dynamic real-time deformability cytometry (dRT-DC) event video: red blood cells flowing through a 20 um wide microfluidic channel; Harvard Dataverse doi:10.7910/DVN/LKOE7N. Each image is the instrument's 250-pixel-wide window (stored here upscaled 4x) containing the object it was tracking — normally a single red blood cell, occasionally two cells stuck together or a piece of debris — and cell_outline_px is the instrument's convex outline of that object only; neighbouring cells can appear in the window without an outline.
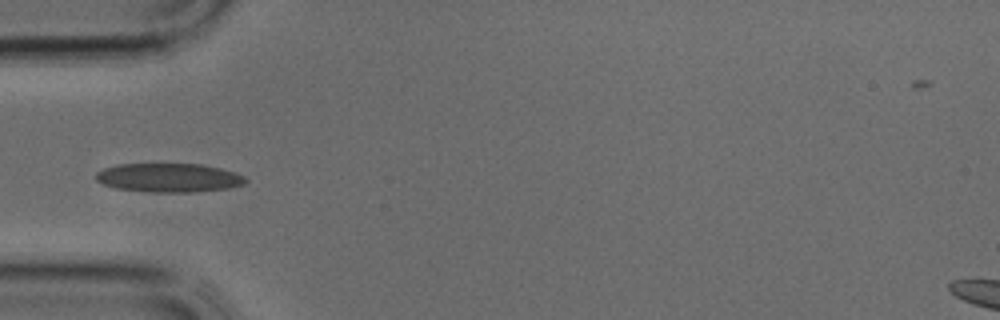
{"species": "common noctule bat (a hibernating species)", "species_latin": "Nyctalus noctula", "temperature_condition": "cold", "stored_images_in_passage": 3, "camera_frame_rate_fps": 3000, "um_per_image_px": 0.085, "animal": {"sex": "male", "body_mass_g": 17.9, "forearm_length_mm": 54.2}, "frame": {"image": 1, "passage_image": 1, "time_ms": 0.0, "image_size_px": [1000, 320], "cell_outline_px": [[248, 180], [244, 184], [228, 188], [192, 192], [148, 192], [116, 188], [104, 184], [96, 180], [96, 172], [104, 168], [116, 164], [200, 164], [220, 168], [244, 176]], "centroid_in_image_um": [14.33, 15.1], "position_along_channel_um": 70.7, "area_um2": 25.09}}
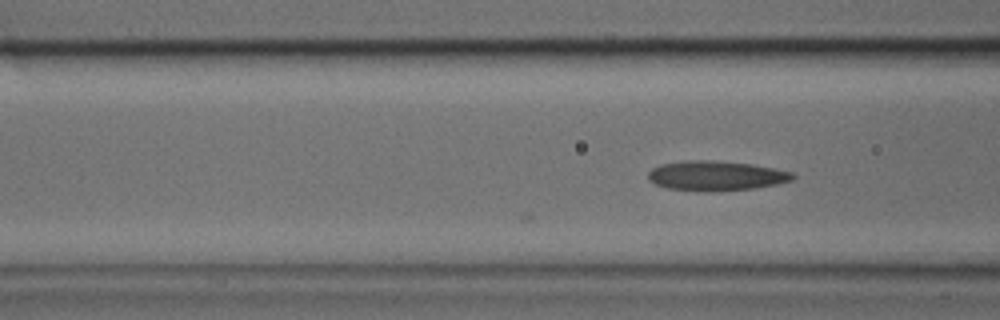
{"frame": {"image": 2, "passage_image": 3, "time_ms": 0.667, "image_size_px": [1000, 320], "cell_outline_px": [[796, 176], [792, 180], [776, 184], [756, 188], [708, 192], [704, 192], [668, 188], [656, 184], [648, 180], [648, 172], [652, 168], [660, 164], [684, 160], [712, 160], [752, 164], [792, 172]], "centroid_in_image_um": [60.84, 14.94], "position_along_channel_um": 105.8, "area_um2": 25.2}}